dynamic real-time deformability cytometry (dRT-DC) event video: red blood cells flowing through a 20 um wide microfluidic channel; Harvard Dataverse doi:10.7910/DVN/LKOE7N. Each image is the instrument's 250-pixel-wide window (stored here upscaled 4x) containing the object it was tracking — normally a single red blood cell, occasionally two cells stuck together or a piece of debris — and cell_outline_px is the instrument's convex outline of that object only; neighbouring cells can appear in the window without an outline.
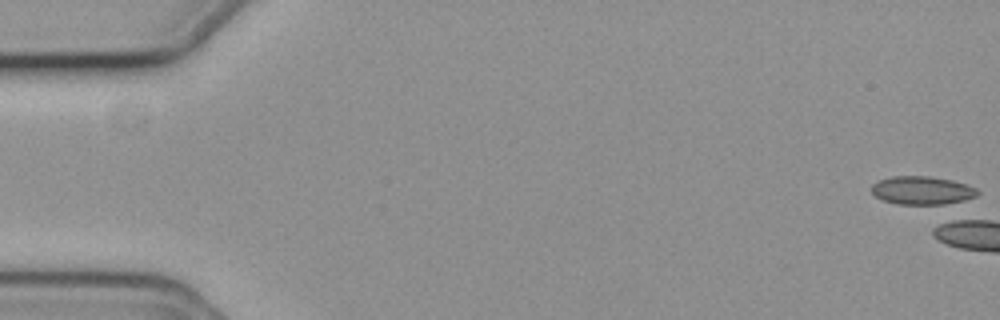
{"species": "common noctule bat (a hibernating species)", "species_latin": "Nyctalus noctula", "temperature_condition": "cold", "stored_images_in_passage": 3, "camera_frame_rate_fps": 3000, "um_per_image_px": 0.085, "animal": {"sex": "female", "body_mass_g": 19.3, "forearm_length_mm": 54.1}, "frame": {"image": 1, "passage_image": 1, "time_ms": 0.0, "image_size_px": [1000, 320], "cell_outline_px": [[980, 192], [976, 196], [956, 204], [896, 204], [884, 200], [876, 196], [872, 192], [872, 184], [880, 180], [892, 176], [928, 176], [952, 180], [976, 188]], "centroid_in_image_um": [78.42, 16.19], "position_along_channel_um": 6.6, "area_um2": 17.51}}